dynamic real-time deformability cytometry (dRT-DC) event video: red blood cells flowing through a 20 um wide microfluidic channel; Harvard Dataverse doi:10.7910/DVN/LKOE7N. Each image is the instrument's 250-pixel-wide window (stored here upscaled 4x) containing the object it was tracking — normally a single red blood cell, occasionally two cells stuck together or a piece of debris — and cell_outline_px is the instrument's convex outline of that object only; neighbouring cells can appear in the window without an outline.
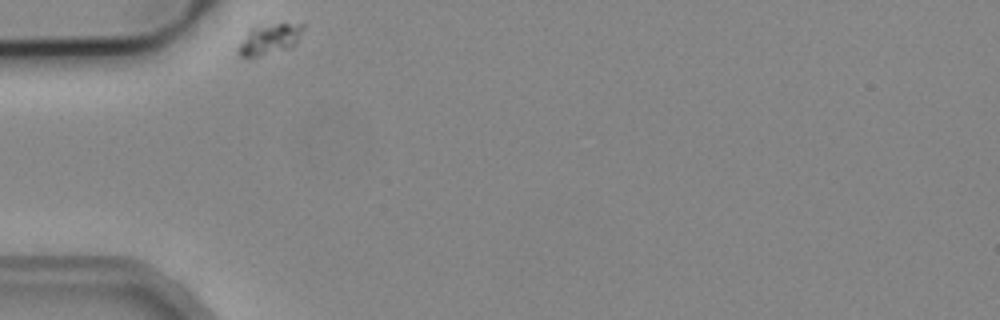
{"species": "common noctule bat (a hibernating species)", "species_latin": "Nyctalus noctula", "temperature_condition": "cold", "stored_images_in_passage": 2, "camera_frame_rate_fps": 3000, "um_per_image_px": 0.085, "animal": {"sex": "male", "body_mass_g": 19.2, "forearm_length_mm": 51.8}, "frame": {"image": 1, "passage_image": 1, "time_ms": 0.0, "image_size_px": [1000, 320], "cell_outline_px": [[304, 28], [296, 44], [288, 48], [256, 56], [240, 56], [236, 52], [236, 48], [252, 24], [304, 24]], "centroid_in_image_um": [22.85, 3.29], "position_along_channel_um": 62.1, "area_um2": 11.62}}